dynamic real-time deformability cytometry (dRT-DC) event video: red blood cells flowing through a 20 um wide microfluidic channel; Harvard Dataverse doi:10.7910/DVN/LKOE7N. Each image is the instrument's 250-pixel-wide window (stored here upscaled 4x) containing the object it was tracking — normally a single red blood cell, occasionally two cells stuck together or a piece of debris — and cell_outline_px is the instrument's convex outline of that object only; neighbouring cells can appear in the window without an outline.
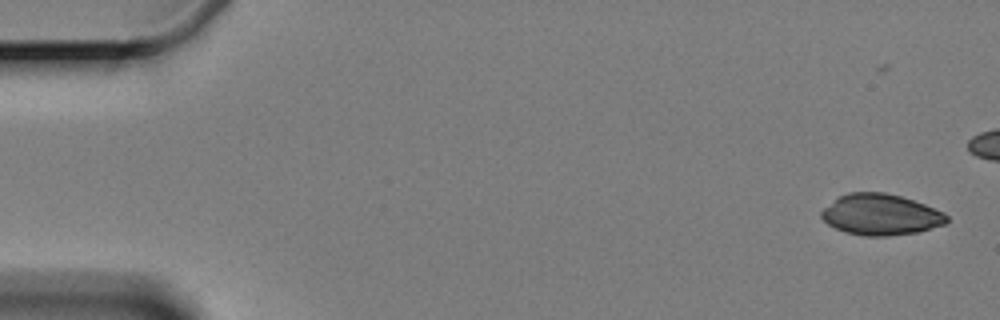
{"species": "Egyptian fruit bat (a non-hibernating species)", "species_latin": "Rousettus aegyptiacus", "temperature_condition": "cold", "stored_images_in_passage": 9, "segment_of_instrument_passage": [1, 2], "camera_frame_rate_fps": 3000, "um_per_image_px": 0.085, "animal": {"sex": "female"}, "frame": {"image": 1, "passage_image": 1, "time_ms": 0.0, "image_size_px": [1000, 320], "cell_outline_px": [[948, 220], [944, 224], [916, 232], [888, 236], [864, 236], [844, 232], [828, 224], [820, 216], [820, 212], [824, 208], [840, 196], [848, 192], [884, 192], [900, 196], [924, 204], [944, 212], [948, 216]], "centroid_in_image_um": [74.84, 18.24], "position_along_channel_um": 10.2, "area_um2": 29.77}}
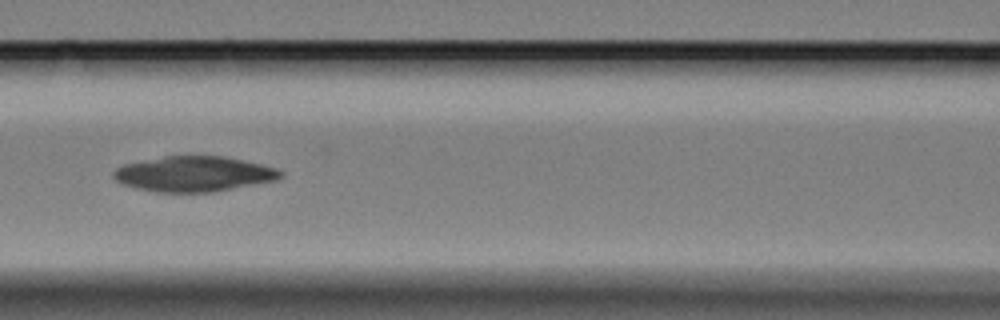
{"frame": {"image": 2, "passage_image": 8, "time_ms": 8.0, "image_size_px": [1000, 320], "cell_outline_px": [[284, 176], [276, 180], [212, 192], [156, 192], [136, 188], [120, 184], [112, 176], [112, 172], [116, 168], [124, 164], [164, 156], [224, 156], [260, 164], [276, 168], [284, 172]], "centroid_in_image_um": [16.45, 14.79], "position_along_channel_um": 150.1, "area_um2": 34.33}}